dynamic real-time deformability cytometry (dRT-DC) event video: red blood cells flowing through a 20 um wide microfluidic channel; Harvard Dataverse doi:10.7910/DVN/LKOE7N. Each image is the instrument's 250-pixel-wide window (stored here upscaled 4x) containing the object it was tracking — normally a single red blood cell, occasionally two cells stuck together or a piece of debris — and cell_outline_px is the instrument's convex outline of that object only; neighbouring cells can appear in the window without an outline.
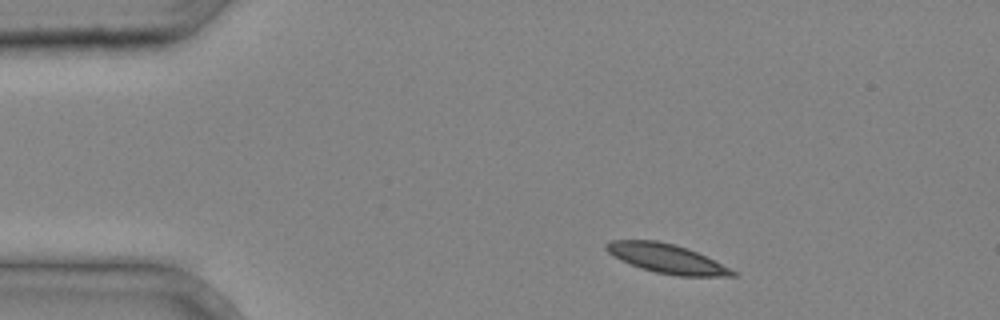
{"species": "common noctule bat (a hibernating species)", "species_latin": "Nyctalus noctula", "temperature_condition": "cold", "stored_images_in_passage": 2, "camera_frame_rate_fps": 3000, "um_per_image_px": 0.085, "animal": {"sex": "male", "body_mass_g": 20.4}, "frame": {"image": 1, "passage_image": 1, "time_ms": 0.0, "image_size_px": [1000, 320], "cell_outline_px": [[736, 276], [680, 276], [656, 272], [640, 268], [620, 260], [608, 252], [604, 248], [604, 244], [612, 240], [656, 240], [672, 244], [696, 252], [736, 272]], "centroid_in_image_um": [56.58, 21.97], "position_along_channel_um": 28.4, "area_um2": 20.98}}